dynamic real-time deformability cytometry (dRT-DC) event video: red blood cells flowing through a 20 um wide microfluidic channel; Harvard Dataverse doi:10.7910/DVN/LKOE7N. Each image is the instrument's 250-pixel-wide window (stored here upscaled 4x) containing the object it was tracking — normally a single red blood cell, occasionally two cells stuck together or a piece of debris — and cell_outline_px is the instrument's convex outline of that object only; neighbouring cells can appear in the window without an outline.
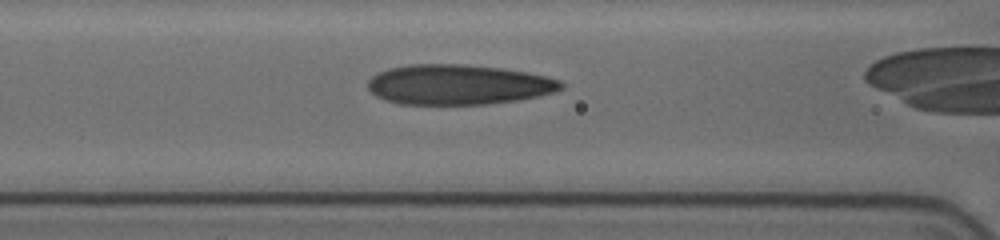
{"species": "human", "species_latin": "Homo sapiens", "temperature_condition": "cold", "stored_images_in_passage": 26, "camera_frame_rate_fps": 3000, "um_per_image_px": 0.085, "donor": {"sex": "female"}, "frame": {"image": 1, "passage_image": 3, "time_ms": 0.667, "image_size_px": [1000, 240], "cell_outline_px": [[564, 88], [540, 96], [520, 100], [488, 104], [400, 104], [384, 100], [376, 96], [368, 88], [368, 80], [372, 76], [388, 68], [412, 64], [460, 64], [500, 68], [528, 72], [548, 76], [560, 80], [564, 84]], "centroid_in_image_um": [38.98, 7.19], "position_along_channel_um": 127.6, "area_um2": 45.32}}
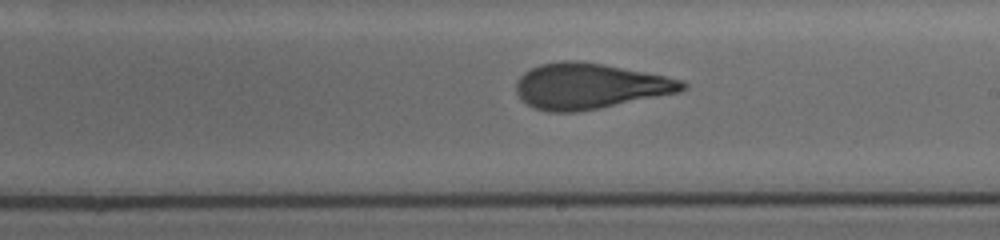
{"frame": {"image": 2, "passage_image": 12, "time_ms": 3.667, "image_size_px": [1000, 240], "cell_outline_px": [[688, 88], [680, 92], [600, 108], [576, 112], [548, 112], [536, 108], [528, 104], [516, 92], [516, 80], [524, 72], [540, 64], [560, 60], [580, 60], [604, 64], [664, 76], [680, 80], [688, 84]], "centroid_in_image_um": [50.11, 7.31], "position_along_channel_um": 238.9, "area_um2": 44.16}}
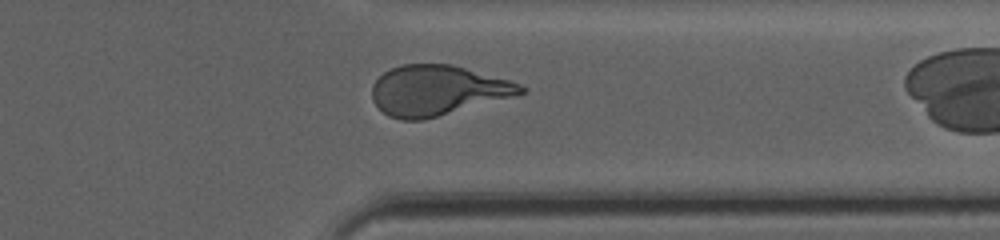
{"frame": {"image": 3, "passage_image": 23, "time_ms": 7.333, "image_size_px": [1000, 240], "cell_outline_px": [[528, 92], [516, 96], [424, 120], [400, 120], [388, 116], [372, 100], [372, 84], [384, 72], [400, 64], [452, 64], [508, 80], [520, 84], [528, 88]], "centroid_in_image_um": [37.2, 7.69], "position_along_channel_um": 374.2, "area_um2": 43.58}}